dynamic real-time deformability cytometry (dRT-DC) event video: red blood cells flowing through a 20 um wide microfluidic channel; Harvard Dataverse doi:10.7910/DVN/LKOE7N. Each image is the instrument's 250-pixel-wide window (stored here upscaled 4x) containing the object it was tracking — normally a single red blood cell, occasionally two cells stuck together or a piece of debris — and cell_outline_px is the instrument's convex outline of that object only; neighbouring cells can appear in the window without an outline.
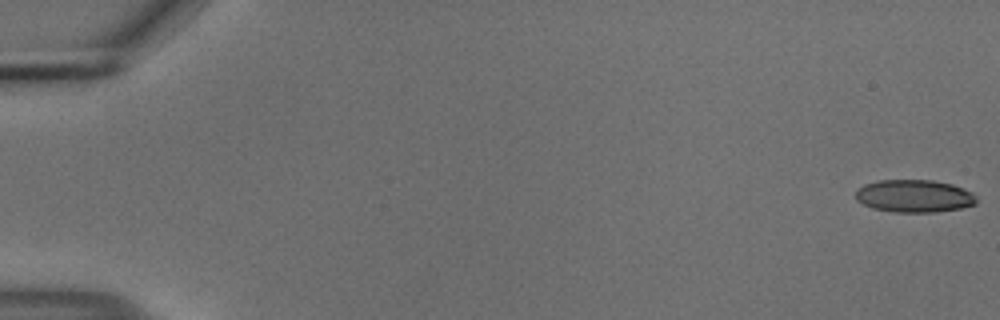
{"species": "common noctule bat (a hibernating species)", "species_latin": "Nyctalus noctula", "temperature_condition": "cold", "stored_images_in_passage": 55, "camera_frame_rate_fps": 3000, "um_per_image_px": 0.085, "animal": {"sex": "male", "body_mass_g": 18.8}, "frame": {"image": 1, "passage_image": 1, "time_ms": 0.0, "image_size_px": [1000, 320], "cell_outline_px": [[976, 204], [960, 208], [932, 212], [892, 212], [872, 208], [856, 200], [856, 192], [864, 184], [880, 180], [932, 180], [952, 184], [964, 188], [972, 192], [976, 196]], "centroid_in_image_um": [77.72, 16.66], "position_along_channel_um": 7.3, "area_um2": 22.95}}
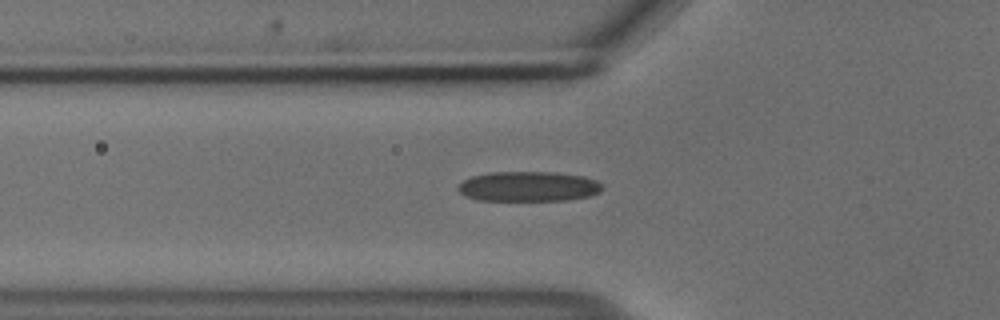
{"frame": {"image": 2, "passage_image": 20, "time_ms": 6.333, "image_size_px": [1000, 320], "cell_outline_px": [[604, 188], [600, 192], [588, 196], [568, 200], [476, 200], [464, 196], [456, 188], [464, 180], [472, 176], [492, 172], [556, 172], [584, 176], [596, 180]], "centroid_in_image_um": [44.92, 15.85], "position_along_channel_um": 80.9, "area_um2": 25.26}}
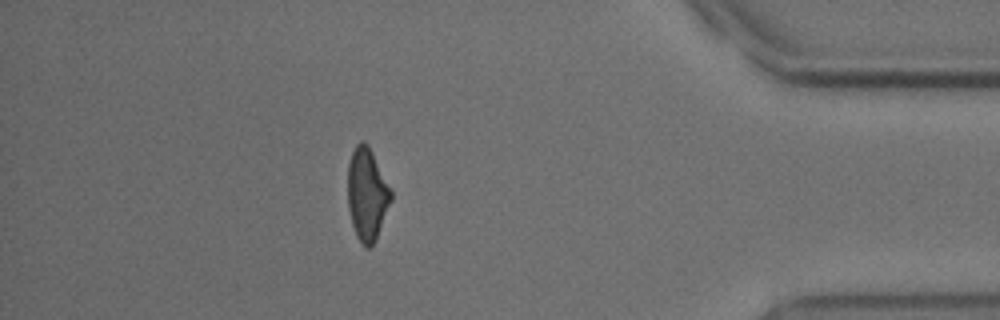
{"frame": {"image": 3, "passage_image": 49, "time_ms": 16.0, "image_size_px": [1000, 320], "cell_outline_px": [[392, 200], [376, 240], [368, 248], [364, 248], [360, 244], [356, 236], [352, 224], [348, 208], [348, 164], [352, 152], [356, 144], [360, 140], [364, 140], [368, 144], [392, 192]], "centroid_in_image_um": [31.19, 16.53], "position_along_channel_um": 404.0, "area_um2": 23.41}, "authors_computed_cell_mechanics": {"area_um2": 24.6228, "velocity_mm_per_s": 3.7116, "shape_relaxation_time_tau1_ms": null, "shape_relaxation_time_tau2_ms": 2.7642, "deformation_change_tau1": null, "deformation_change_tau2": 0.1093}}